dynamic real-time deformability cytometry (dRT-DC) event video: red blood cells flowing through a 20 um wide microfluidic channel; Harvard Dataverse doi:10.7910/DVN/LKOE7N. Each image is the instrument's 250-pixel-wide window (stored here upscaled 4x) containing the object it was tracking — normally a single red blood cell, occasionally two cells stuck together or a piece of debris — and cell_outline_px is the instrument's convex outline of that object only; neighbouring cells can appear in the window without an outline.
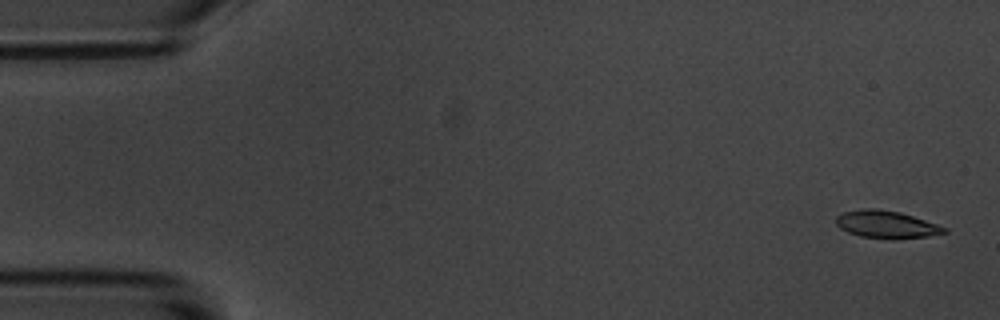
{"species": "common noctule bat (a hibernating species)", "species_latin": "Nyctalus noctula", "temperature_condition": "room temperature", "stored_images_in_passage": 5, "camera_frame_rate_fps": 3000, "um_per_image_px": 0.085, "animal": {"sex": "male", "body_mass_g": 20.1, "forearm_length_mm": 53.5}, "frame": {"image": 1, "passage_image": 1, "time_ms": 0.0, "image_size_px": [1000, 320], "cell_outline_px": [[948, 232], [928, 236], [860, 236], [848, 232], [840, 228], [836, 224], [836, 216], [844, 212], [864, 208], [876, 208], [900, 212], [948, 228]], "centroid_in_image_um": [75.3, 19.02], "position_along_channel_um": 9.7, "area_um2": 16.42}}
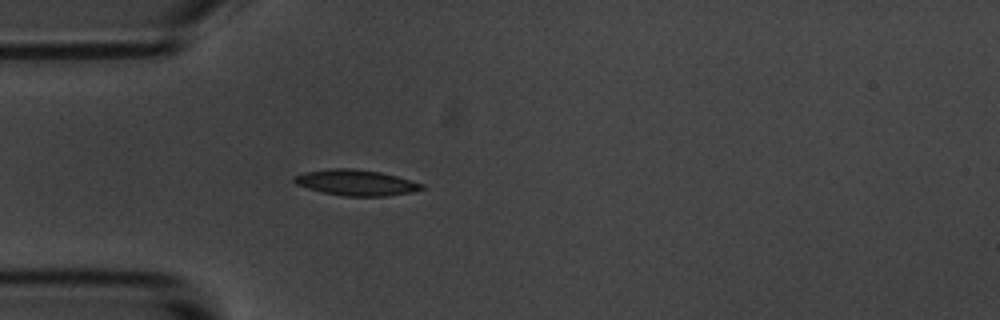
{"frame": {"image": 2, "passage_image": 5, "time_ms": 4.667, "image_size_px": [1000, 320], "cell_outline_px": [[424, 188], [412, 192], [384, 196], [344, 196], [324, 192], [308, 188], [296, 184], [292, 180], [292, 176], [304, 172], [336, 168], [348, 168], [380, 172], [396, 176], [424, 184]], "centroid_in_image_um": [30.24, 15.52], "position_along_channel_um": 54.8, "area_um2": 18.96}}